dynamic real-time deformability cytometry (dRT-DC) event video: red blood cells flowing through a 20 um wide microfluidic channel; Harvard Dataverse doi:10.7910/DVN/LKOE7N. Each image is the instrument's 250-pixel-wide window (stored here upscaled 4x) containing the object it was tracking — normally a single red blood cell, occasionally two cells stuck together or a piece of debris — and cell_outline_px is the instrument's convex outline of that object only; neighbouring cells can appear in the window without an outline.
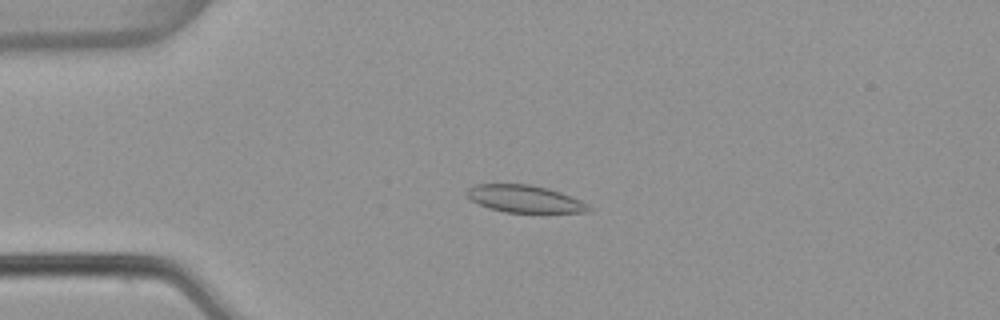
{"species": "common noctule bat (a hibernating species)", "species_latin": "Nyctalus noctula", "temperature_condition": "warm", "stored_images_in_passage": 4, "camera_frame_rate_fps": 3000, "um_per_image_px": 0.085, "animal": {"sex": "female", "body_mass_g": 22.7, "forearm_length_mm": 54.2}, "frame": {"image": 1, "passage_image": 1, "time_ms": 0.0, "image_size_px": [1000, 320], "cell_outline_px": [[592, 208], [584, 212], [540, 216], [504, 212], [488, 208], [472, 200], [464, 192], [468, 188], [476, 184], [532, 184], [548, 188], [560, 192], [580, 200], [588, 204]], "centroid_in_image_um": [44.66, 16.96], "position_along_channel_um": 40.3, "area_um2": 20.4}}
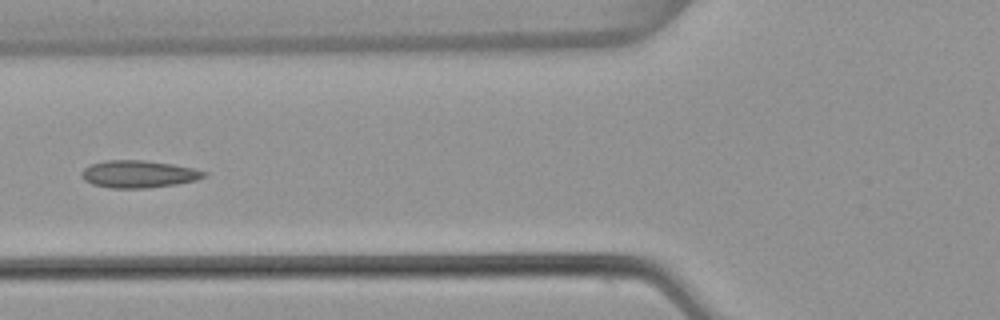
{"frame": {"image": 2, "passage_image": 3, "time_ms": 0.667, "image_size_px": [1000, 320], "cell_outline_px": [[208, 176], [196, 180], [176, 184], [148, 188], [108, 188], [92, 184], [84, 180], [80, 176], [80, 172], [84, 168], [92, 164], [104, 160], [144, 160], [172, 164], [192, 168], [208, 172]], "centroid_in_image_um": [11.77, 14.8], "position_along_channel_um": 114.0, "area_um2": 19.65}}
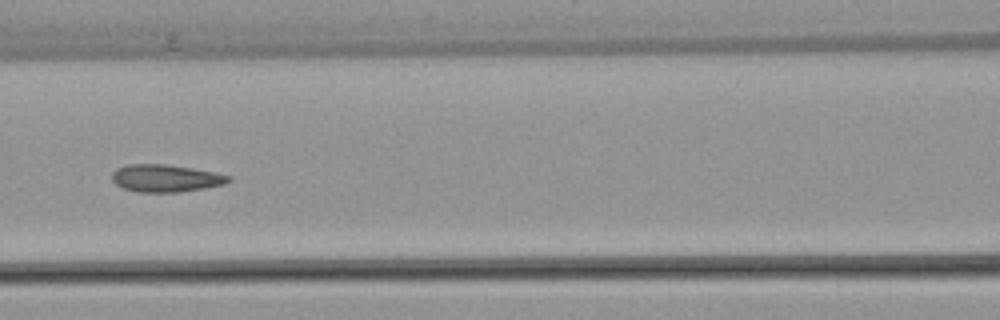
{"frame": {"image": 3, "passage_image": 4, "time_ms": 1.0, "image_size_px": [1000, 320], "cell_outline_px": [[232, 180], [224, 184], [204, 188], [180, 192], [136, 192], [124, 188], [116, 184], [112, 180], [112, 172], [116, 168], [128, 164], [164, 164], [192, 168], [232, 176]], "centroid_in_image_um": [14.07, 15.15], "position_along_channel_um": 152.5, "area_um2": 18.61}}